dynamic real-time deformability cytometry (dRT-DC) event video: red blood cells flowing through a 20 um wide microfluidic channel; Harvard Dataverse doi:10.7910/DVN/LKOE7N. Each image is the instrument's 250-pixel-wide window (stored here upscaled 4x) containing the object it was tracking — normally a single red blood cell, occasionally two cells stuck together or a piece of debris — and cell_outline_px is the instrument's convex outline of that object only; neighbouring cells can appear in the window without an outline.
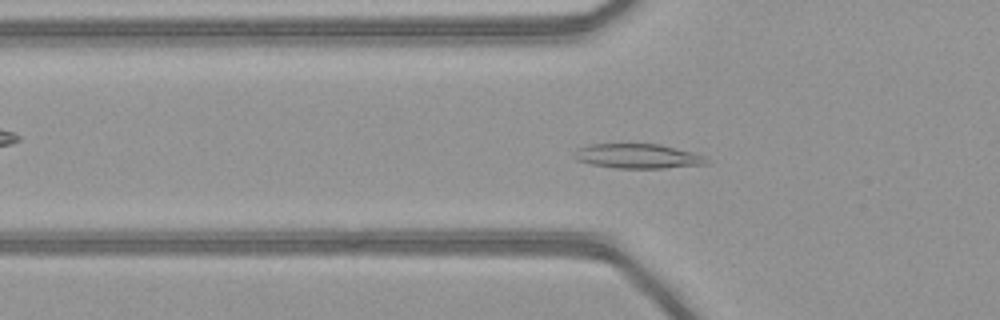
{"species": "common noctule bat (a hibernating species)", "species_latin": "Nyctalus noctula", "temperature_condition": "warm", "stored_images_in_passage": 50, "camera_frame_rate_fps": 3000, "um_per_image_px": 0.085, "animal": {"sex": "female", "body_mass_g": 21.9}, "frame": {"image": 1, "passage_image": 17, "time_ms": 5.333, "image_size_px": [1000, 320], "cell_outline_px": [[708, 164], [664, 168], [616, 168], [592, 164], [576, 160], [572, 156], [572, 152], [576, 148], [588, 144], [660, 144], [708, 156]], "centroid_in_image_um": [54.19, 13.27], "position_along_channel_um": 71.6, "area_um2": 19.19}}
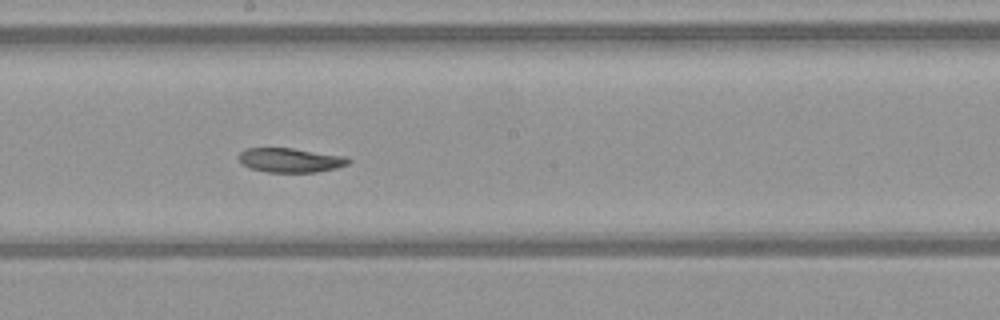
{"frame": {"image": 2, "passage_image": 28, "time_ms": 9.0, "image_size_px": [1000, 320], "cell_outline_px": [[352, 160], [348, 164], [336, 168], [316, 172], [268, 172], [248, 168], [240, 164], [240, 152], [244, 148], [292, 148], [344, 156]], "centroid_in_image_um": [24.65, 13.62], "position_along_channel_um": 223.5, "area_um2": 15.55}}
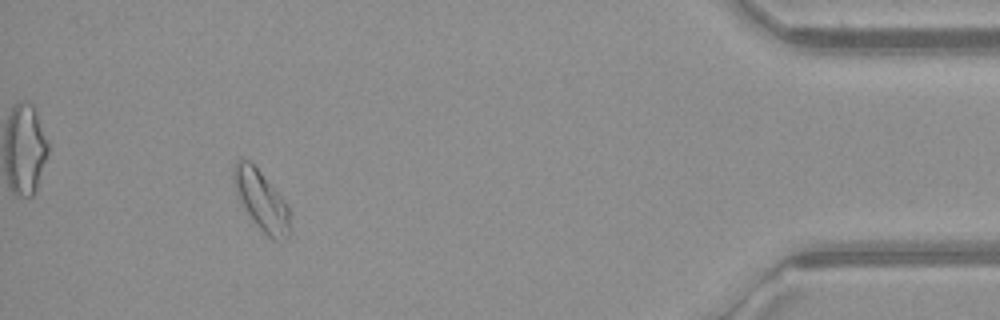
{"frame": {"image": 3, "passage_image": 46, "time_ms": 15.0, "image_size_px": [1000, 320], "cell_outline_px": [[288, 236], [280, 244], [272, 240], [248, 216], [240, 204], [236, 196], [232, 180], [232, 168], [236, 160], [240, 156], [248, 160], [260, 172], [288, 204]], "centroid_in_image_um": [22.14, 17.03], "position_along_channel_um": 413.1, "area_um2": 19.88}, "authors_computed_cell_mechanics": {"area_um2": 18.1492, "velocity_mm_per_s": 4.1275, "shape_relaxation_time_tau1_ms": 9.1622, "shape_relaxation_time_tau2_ms": null, "deformation_change_tau1": 0.1995, "deformation_change_tau2": null}}